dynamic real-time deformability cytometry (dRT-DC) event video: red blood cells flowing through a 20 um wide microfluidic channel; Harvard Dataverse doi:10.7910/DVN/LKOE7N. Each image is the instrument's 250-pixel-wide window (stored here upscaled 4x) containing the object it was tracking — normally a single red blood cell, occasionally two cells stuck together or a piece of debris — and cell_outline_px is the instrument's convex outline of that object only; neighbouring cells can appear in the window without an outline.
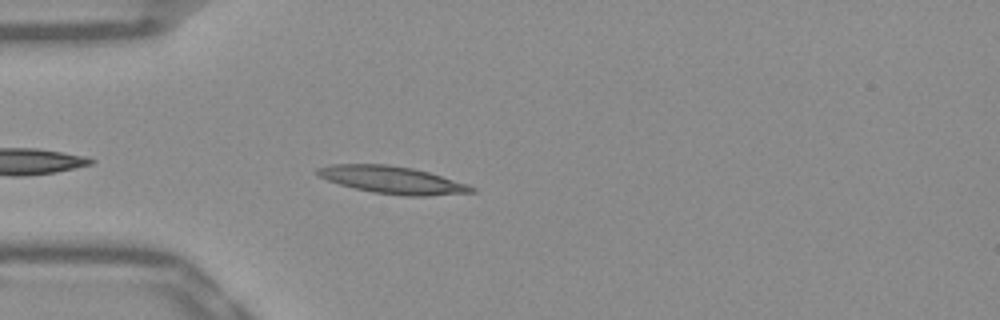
{"species": "Egyptian fruit bat (a non-hibernating species)", "species_latin": "Rousettus aegyptiacus", "temperature_condition": "warm", "stored_images_in_passage": 39, "camera_frame_rate_fps": 3000, "um_per_image_px": 0.085, "frame": {"image": 1, "passage_image": 4, "time_ms": 1.0, "image_size_px": [1000, 320], "cell_outline_px": [[476, 192], [428, 196], [404, 196], [372, 192], [340, 184], [316, 176], [316, 168], [328, 164], [388, 164], [412, 168], [428, 172], [468, 184], [476, 188]], "centroid_in_image_um": [33.34, 15.29], "position_along_channel_um": 51.7, "area_um2": 24.68}}
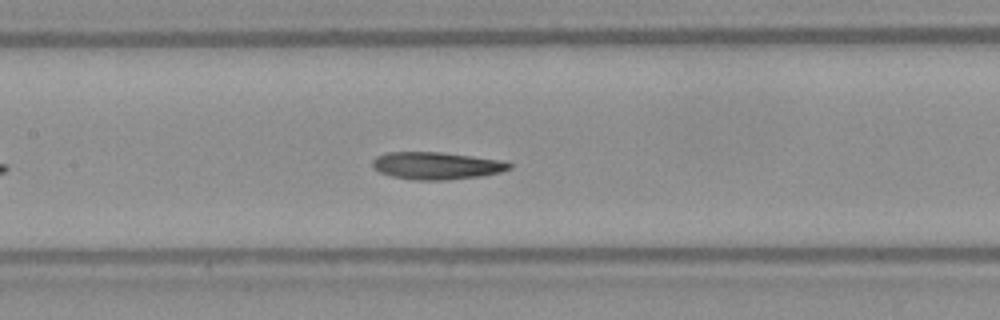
{"frame": {"image": 2, "passage_image": 14, "time_ms": 4.333, "image_size_px": [1000, 320], "cell_outline_px": [[512, 168], [500, 172], [480, 176], [448, 180], [412, 180], [392, 176], [380, 172], [372, 164], [372, 160], [376, 156], [388, 152], [440, 152], [504, 160], [512, 164]], "centroid_in_image_um": [37.13, 14.08], "position_along_channel_um": 170.3, "area_um2": 21.85}}
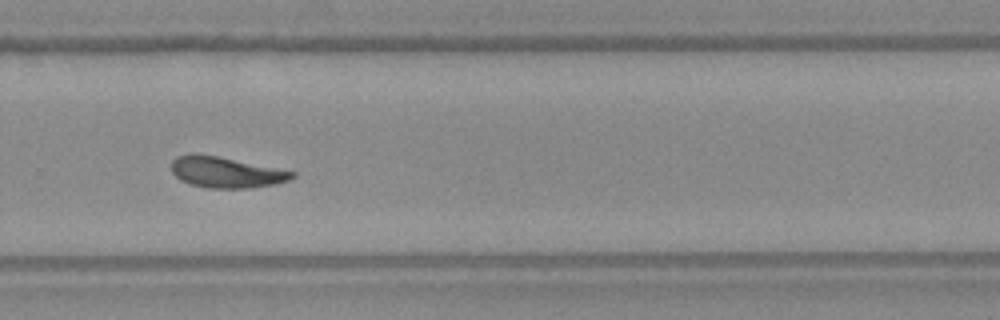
{"frame": {"image": 3, "passage_image": 25, "time_ms": 8.0, "image_size_px": [1000, 320], "cell_outline_px": [[296, 176], [288, 180], [276, 184], [252, 188], [208, 188], [192, 184], [180, 180], [172, 172], [172, 160], [176, 156], [192, 152], [216, 156], [296, 172]], "centroid_in_image_um": [19.19, 14.64], "position_along_channel_um": 310.6, "area_um2": 21.68}, "authors_computed_cell_mechanics": {"area_um2": 21.1548, "velocity_mm_per_s": 3.8453, "shape_relaxation_time_tau1_ms": null, "shape_relaxation_time_tau2_ms": 5.6679, "deformation_change_tau1": null, "deformation_change_tau2": 0.1291}}